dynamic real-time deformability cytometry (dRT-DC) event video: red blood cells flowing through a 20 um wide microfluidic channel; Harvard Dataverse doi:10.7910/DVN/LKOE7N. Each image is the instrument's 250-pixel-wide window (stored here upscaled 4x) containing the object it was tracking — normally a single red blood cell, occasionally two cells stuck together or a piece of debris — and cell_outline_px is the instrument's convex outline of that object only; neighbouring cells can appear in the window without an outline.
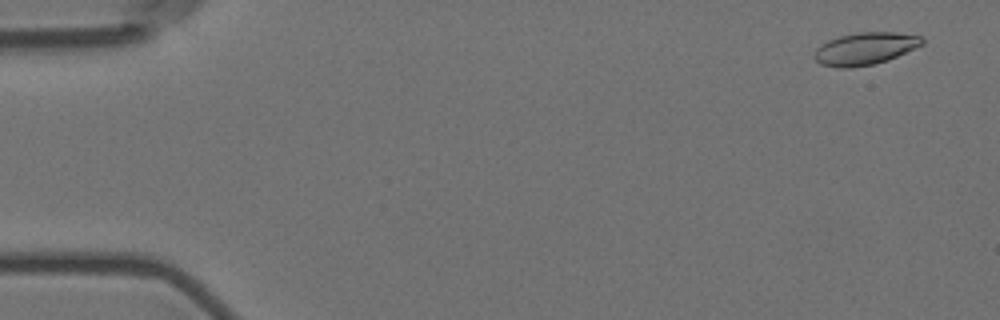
{"species": "Egyptian fruit bat (a non-hibernating species)", "species_latin": "Rousettus aegyptiacus", "temperature_condition": "room temperature", "stored_images_in_passage": 57, "camera_frame_rate_fps": 3000, "um_per_image_px": 0.085, "animal": {"sex": "female"}, "frame": {"image": 1, "passage_image": 3, "time_ms": 0.667, "image_size_px": [1000, 320], "cell_outline_px": [[924, 44], [888, 60], [872, 64], [848, 68], [836, 68], [820, 64], [812, 56], [816, 48], [820, 44], [828, 40], [840, 36], [860, 32], [896, 32], [924, 36]], "centroid_in_image_um": [73.52, 4.13], "position_along_channel_um": 11.5, "area_um2": 20.46}}
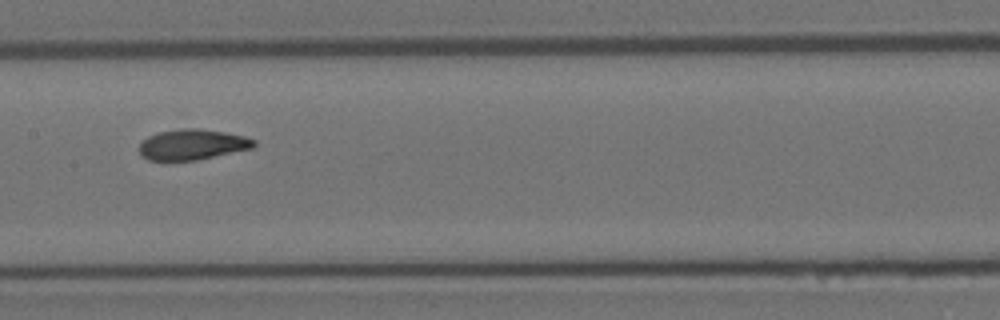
{"frame": {"image": 2, "passage_image": 29, "time_ms": 9.333, "image_size_px": [1000, 320], "cell_outline_px": [[256, 144], [252, 148], [196, 160], [148, 160], [140, 156], [140, 144], [148, 136], [160, 132], [184, 128], [196, 128], [224, 132], [244, 136], [256, 140]], "centroid_in_image_um": [16.35, 12.29], "position_along_channel_um": 191.1, "area_um2": 20.17}}
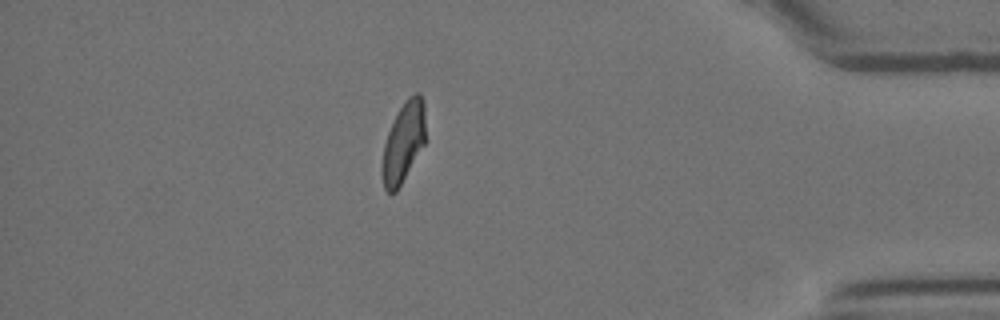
{"frame": {"image": 3, "passage_image": 50, "time_ms": 16.333, "image_size_px": [1000, 320], "cell_outline_px": [[428, 140], [396, 192], [388, 192], [384, 188], [380, 172], [380, 168], [384, 144], [388, 132], [400, 108], [408, 96], [416, 92], [420, 92], [424, 100]], "centroid_in_image_um": [34.34, 12.08], "position_along_channel_um": 400.9, "area_um2": 21.04}, "authors_computed_cell_mechanics": {"area_um2": 20.6346, "velocity_mm_per_s": 3.5607, "shape_relaxation_time_tau1_ms": 4.7576, "shape_relaxation_time_tau2_ms": 1.448, "deformation_change_tau1": 0.1873, "deformation_change_tau2": 0.0804}}